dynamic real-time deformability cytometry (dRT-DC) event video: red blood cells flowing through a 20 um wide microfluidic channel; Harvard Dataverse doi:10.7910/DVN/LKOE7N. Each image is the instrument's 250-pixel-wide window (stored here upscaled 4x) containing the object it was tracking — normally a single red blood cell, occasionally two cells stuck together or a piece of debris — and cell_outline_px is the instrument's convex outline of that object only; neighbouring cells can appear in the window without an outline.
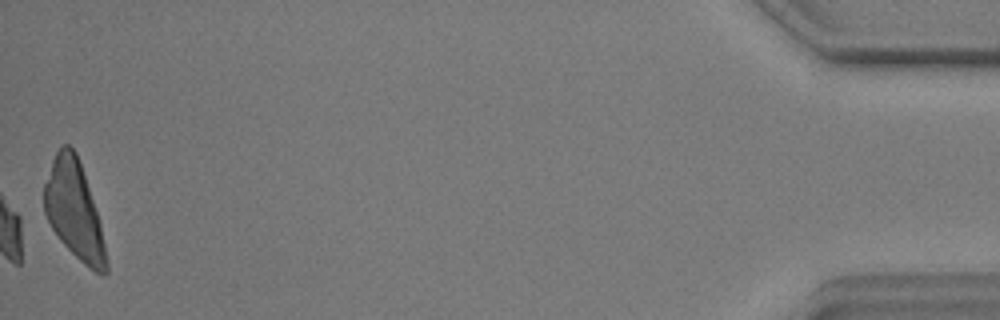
{"species": "common noctule bat (a hibernating species)", "species_latin": "Nyctalus noctula", "temperature_condition": "warm", "stored_images_in_passage": 56, "camera_frame_rate_fps": 3000, "um_per_image_px": 0.085, "animal": {"sex": "male", "body_mass_g": 17.9, "forearm_length_mm": 54.2}, "frame": {"image": 1, "passage_image": 56, "time_ms": 18.333, "image_size_px": [1000, 320], "cell_outline_px": [[108, 272], [104, 276], [88, 268], [60, 240], [52, 228], [44, 212], [44, 184], [52, 160], [56, 152], [64, 144], [68, 144], [76, 152], [100, 220], [108, 264]], "centroid_in_image_um": [6.31, 17.89], "position_along_channel_um": 428.9, "area_um2": 35.03}, "authors_computed_cell_mechanics": {"area_um2": 23.1778, "velocity_mm_per_s": 3.5378, "shape_relaxation_time_tau1_ms": 3.8162, "shape_relaxation_time_tau2_ms": 2.5084, "deformation_change_tau1": 0.1369, "deformation_change_tau2": 0.0738}}